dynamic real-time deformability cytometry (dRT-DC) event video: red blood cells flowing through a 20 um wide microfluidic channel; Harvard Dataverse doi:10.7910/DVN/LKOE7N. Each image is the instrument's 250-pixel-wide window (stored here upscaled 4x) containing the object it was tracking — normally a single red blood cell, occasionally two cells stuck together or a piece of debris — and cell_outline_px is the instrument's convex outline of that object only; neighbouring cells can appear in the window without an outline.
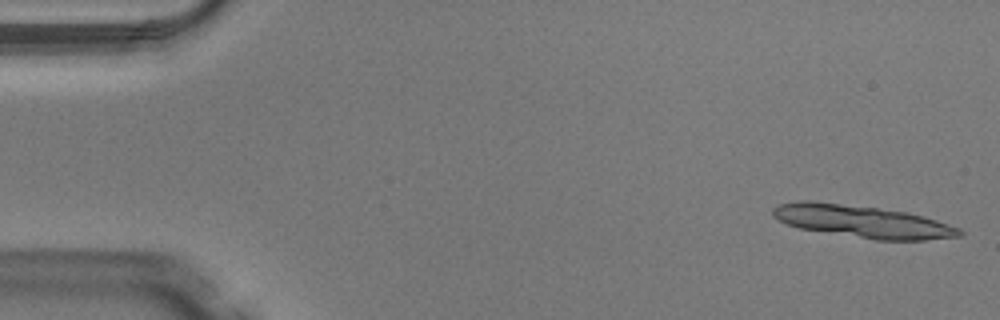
{"species": "Egyptian fruit bat (a non-hibernating species)", "species_latin": "Rousettus aegyptiacus", "temperature_condition": "warm", "stored_images_in_passage": 12, "camera_frame_rate_fps": 3000, "um_per_image_px": 0.085, "animal": {"sex": "male"}, "frame": {"image": 1, "passage_image": 1, "time_ms": 0.0, "image_size_px": [1000, 320], "cell_outline_px": [[964, 232], [960, 236], [924, 240], [876, 240], [800, 228], [788, 224], [772, 216], [772, 208], [776, 204], [796, 200], [812, 200], [908, 212], [924, 216], [960, 228]], "centroid_in_image_um": [73.28, 18.81], "position_along_channel_um": 11.7, "area_um2": 35.14}}